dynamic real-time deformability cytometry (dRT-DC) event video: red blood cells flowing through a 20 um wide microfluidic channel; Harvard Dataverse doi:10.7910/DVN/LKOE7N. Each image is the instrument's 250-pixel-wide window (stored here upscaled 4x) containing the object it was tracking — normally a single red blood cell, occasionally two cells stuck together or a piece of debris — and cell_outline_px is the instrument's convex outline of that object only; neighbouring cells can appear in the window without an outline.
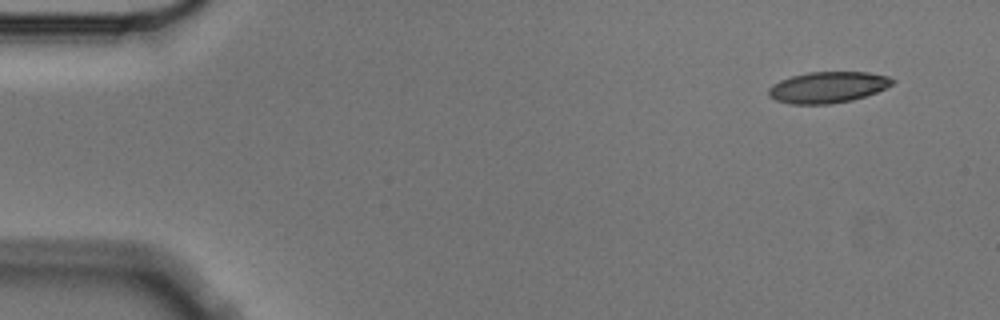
{"species": "Egyptian fruit bat (a non-hibernating species)", "species_latin": "Rousettus aegyptiacus", "temperature_condition": "cold", "stored_images_in_passage": 4, "camera_frame_rate_fps": 3000, "um_per_image_px": 0.085, "animal": {"sex": "male"}, "frame": {"image": 1, "passage_image": 1, "time_ms": 0.0, "image_size_px": [1000, 320], "cell_outline_px": [[896, 80], [892, 84], [876, 92], [852, 100], [832, 104], [788, 104], [776, 100], [768, 96], [768, 88], [772, 84], [780, 80], [792, 76], [808, 72], [868, 72], [888, 76]], "centroid_in_image_um": [70.33, 7.42], "position_along_channel_um": 14.7, "area_um2": 22.54}}
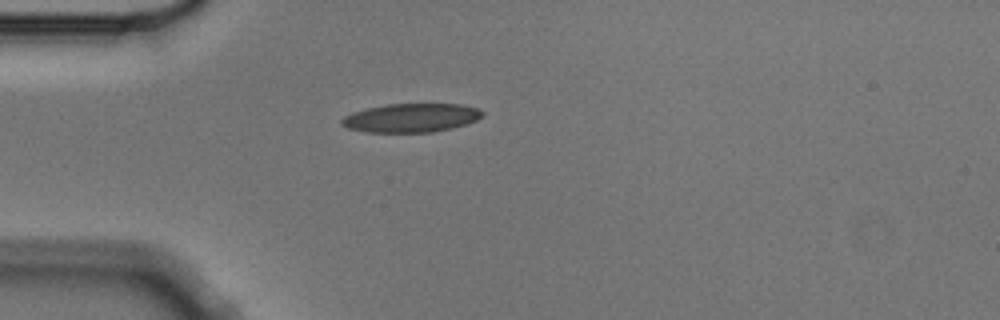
{"frame": {"image": 2, "passage_image": 4, "time_ms": 1.0, "image_size_px": [1000, 320], "cell_outline_px": [[484, 116], [476, 120], [452, 128], [432, 132], [364, 132], [348, 128], [340, 124], [340, 120], [344, 116], [352, 112], [368, 108], [388, 104], [460, 104], [476, 108], [484, 112]], "centroid_in_image_um": [34.92, 10.02], "position_along_channel_um": 50.1, "area_um2": 23.52}}